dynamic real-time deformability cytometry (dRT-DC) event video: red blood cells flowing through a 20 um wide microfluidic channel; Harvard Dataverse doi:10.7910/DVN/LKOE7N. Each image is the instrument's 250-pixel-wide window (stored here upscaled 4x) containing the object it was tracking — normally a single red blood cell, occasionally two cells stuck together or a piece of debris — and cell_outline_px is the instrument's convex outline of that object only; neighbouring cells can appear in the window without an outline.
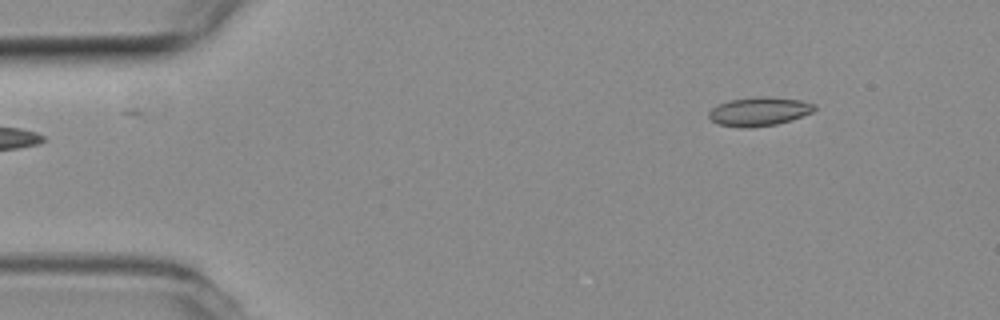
{"species": "common noctule bat (a hibernating species)", "species_latin": "Nyctalus noctula", "temperature_condition": "room temperature", "stored_images_in_passage": 2, "camera_frame_rate_fps": 3000, "um_per_image_px": 0.085, "animal": {"sex": "female", "body_mass_g": 19.3, "forearm_length_mm": 54.1}, "frame": {"image": 1, "passage_image": 2, "time_ms": 0.333, "image_size_px": [1000, 320], "cell_outline_px": [[816, 108], [812, 112], [776, 124], [748, 128], [740, 128], [720, 124], [712, 120], [708, 116], [708, 112], [712, 108], [720, 104], [732, 100], [764, 96], [800, 100], [816, 104]], "centroid_in_image_um": [64.52, 9.48], "position_along_channel_um": 20.5, "area_um2": 17.34}}